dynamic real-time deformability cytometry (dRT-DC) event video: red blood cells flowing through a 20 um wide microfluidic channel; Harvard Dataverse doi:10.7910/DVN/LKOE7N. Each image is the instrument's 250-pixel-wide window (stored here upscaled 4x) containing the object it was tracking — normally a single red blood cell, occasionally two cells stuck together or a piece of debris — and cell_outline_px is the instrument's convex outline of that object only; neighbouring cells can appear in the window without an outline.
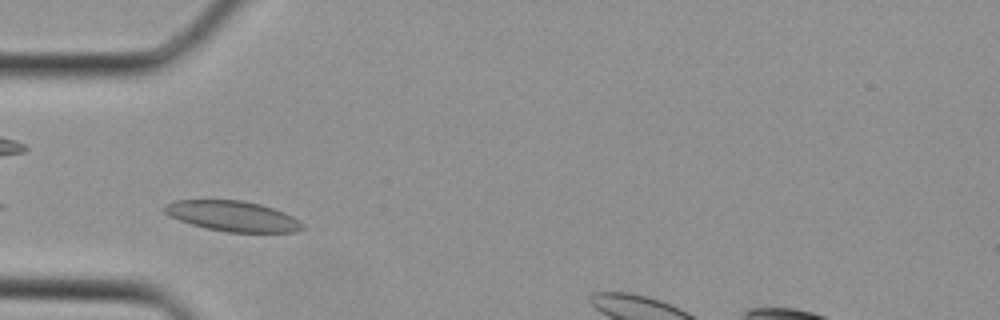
{"species": "Egyptian fruit bat (a non-hibernating species)", "species_latin": "Rousettus aegyptiacus", "temperature_condition": "cold", "stored_images_in_passage": 5, "camera_frame_rate_fps": 3000, "um_per_image_px": 0.085, "animal": {"sex": "female"}, "frame": {"image": 1, "passage_image": 3, "time_ms": 0.667, "image_size_px": [1000, 320], "cell_outline_px": [[308, 228], [296, 232], [228, 232], [208, 228], [192, 224], [168, 216], [164, 212], [164, 208], [168, 204], [176, 200], [240, 200], [260, 204], [284, 212], [292, 216], [304, 224]], "centroid_in_image_um": [19.83, 18.38], "position_along_channel_um": 65.2, "area_um2": 24.28}}